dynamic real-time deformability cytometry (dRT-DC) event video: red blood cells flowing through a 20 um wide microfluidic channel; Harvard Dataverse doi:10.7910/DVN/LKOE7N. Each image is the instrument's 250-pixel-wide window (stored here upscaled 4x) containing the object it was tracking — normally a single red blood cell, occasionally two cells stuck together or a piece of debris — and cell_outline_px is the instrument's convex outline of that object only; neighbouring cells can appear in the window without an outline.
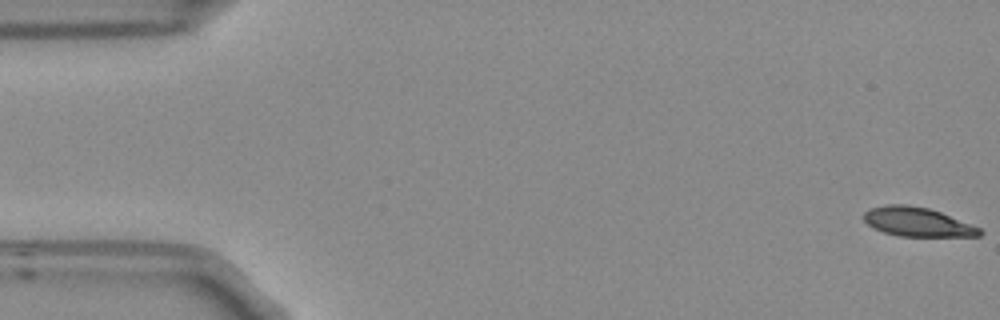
{"species": "Egyptian fruit bat (a non-hibernating species)", "species_latin": "Rousettus aegyptiacus", "temperature_condition": "room temperature", "stored_images_in_passage": 54, "camera_frame_rate_fps": 3000, "um_per_image_px": 0.085, "frame": {"image": 1, "passage_image": 1, "time_ms": 0.0, "image_size_px": [1000, 320], "cell_outline_px": [[984, 232], [980, 236], [900, 236], [884, 232], [868, 224], [864, 220], [864, 212], [868, 208], [888, 204], [908, 204], [928, 208], [940, 212], [980, 228]], "centroid_in_image_um": [77.96, 18.85], "position_along_channel_um": 7.0, "area_um2": 19.48}}
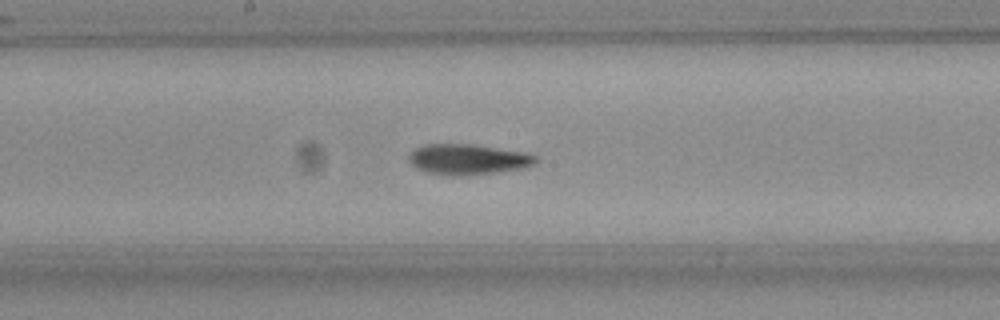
{"frame": {"image": 2, "passage_image": 28, "time_ms": 9.0, "image_size_px": [1000, 320], "cell_outline_px": [[536, 164], [524, 168], [496, 172], [460, 176], [424, 172], [416, 168], [408, 160], [408, 156], [416, 148], [424, 144], [468, 144], [524, 152], [536, 156]], "centroid_in_image_um": [39.75, 13.55], "position_along_channel_um": 208.4, "area_um2": 22.37}}
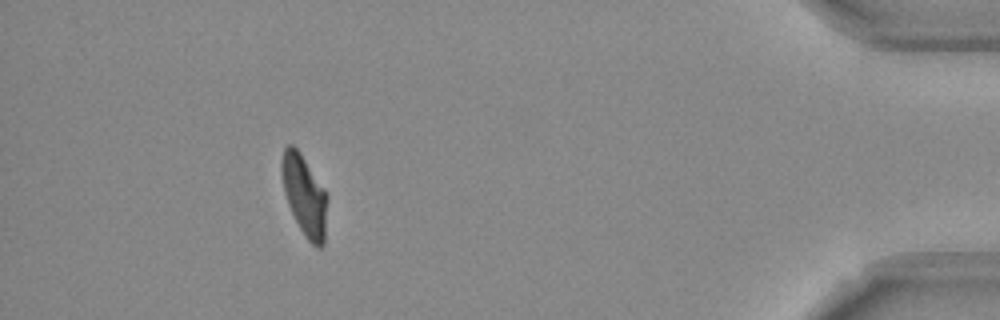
{"frame": {"image": 3, "passage_image": 49, "time_ms": 16.0, "image_size_px": [1000, 320], "cell_outline_px": [[328, 196], [324, 244], [320, 248], [316, 248], [304, 236], [288, 204], [284, 192], [280, 168], [280, 164], [284, 148], [288, 144], [292, 144], [300, 152], [324, 188]], "centroid_in_image_um": [25.88, 16.61], "position_along_channel_um": 409.3, "area_um2": 21.5}, "authors_computed_cell_mechanics": {"area_um2": 21.675, "velocity_mm_per_s": 3.7564, "shape_relaxation_time_tau1_ms": 11.3496, "shape_relaxation_time_tau2_ms": 2.821, "deformation_change_tau1": 0.2744, "deformation_change_tau2": 0.0879}}